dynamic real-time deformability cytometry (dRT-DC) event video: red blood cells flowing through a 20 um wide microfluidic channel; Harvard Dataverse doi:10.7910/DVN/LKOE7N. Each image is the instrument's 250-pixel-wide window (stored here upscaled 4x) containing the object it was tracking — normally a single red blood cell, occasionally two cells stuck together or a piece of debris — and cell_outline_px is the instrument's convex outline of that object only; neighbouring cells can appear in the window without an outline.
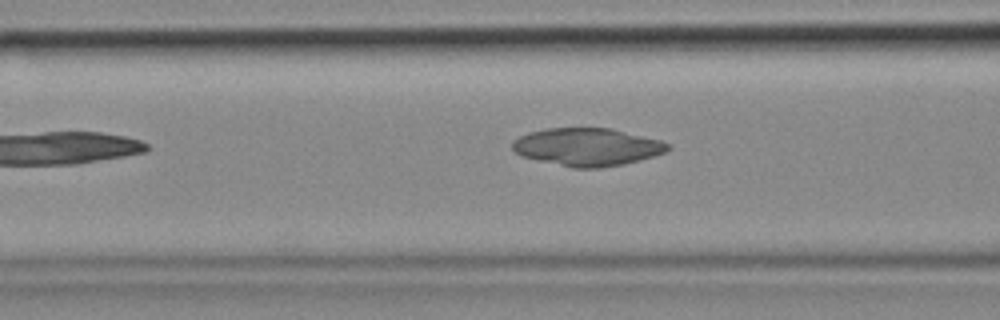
{"species": "common noctule bat (a hibernating species)", "species_latin": "Nyctalus noctula", "temperature_condition": "cold", "stored_images_in_passage": 6, "camera_frame_rate_fps": 3000, "um_per_image_px": 0.085, "animal": {"sex": "female", "body_mass_g": 18.4}, "frame": {"image": 1, "passage_image": 6, "time_ms": 1.667, "image_size_px": [1000, 320], "cell_outline_px": [[672, 148], [664, 152], [652, 156], [624, 164], [600, 168], [576, 168], [540, 160], [524, 156], [516, 152], [512, 148], [512, 140], [528, 132], [548, 128], [612, 128], [660, 140], [672, 144]], "centroid_in_image_um": [49.95, 12.48], "position_along_channel_um": 116.7, "area_um2": 33.99}}